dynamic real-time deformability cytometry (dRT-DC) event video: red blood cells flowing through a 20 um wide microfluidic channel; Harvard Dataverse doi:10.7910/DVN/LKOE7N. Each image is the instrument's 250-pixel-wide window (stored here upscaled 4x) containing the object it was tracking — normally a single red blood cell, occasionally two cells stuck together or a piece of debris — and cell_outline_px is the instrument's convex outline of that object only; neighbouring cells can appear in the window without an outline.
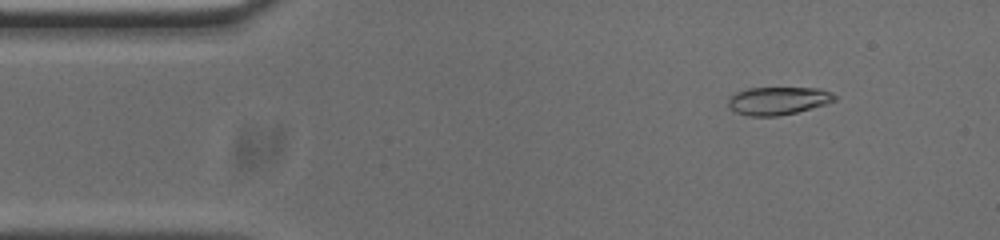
{"species": "common noctule bat (a hibernating species)", "species_latin": "Nyctalus noctula", "temperature_condition": "cold", "stored_images_in_passage": 53, "camera_frame_rate_fps": 3000, "um_per_image_px": 0.085, "animal": {"sex": "male", "body_mass_g": 20.0, "forearm_length_mm": 53.3}, "frame": {"image": 1, "passage_image": 6, "time_ms": 1.667, "image_size_px": [1000, 240], "cell_outline_px": [[836, 100], [824, 104], [796, 112], [776, 116], [748, 116], [736, 112], [728, 108], [728, 100], [736, 92], [748, 88], [820, 88], [832, 92], [836, 96]], "centroid_in_image_um": [66.12, 8.56], "position_along_channel_um": 18.9, "area_um2": 17.22}}
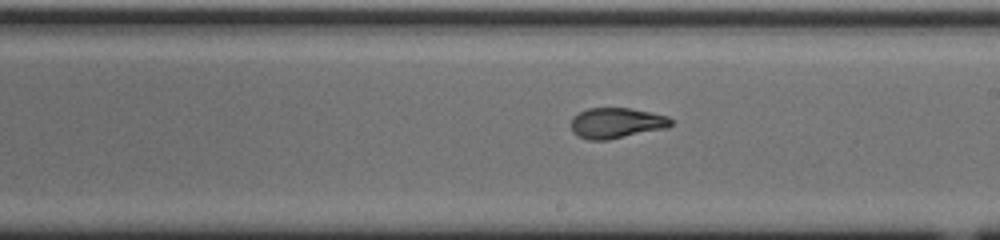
{"frame": {"image": 2, "passage_image": 29, "time_ms": 9.333, "image_size_px": [1000, 240], "cell_outline_px": [[672, 124], [668, 128], [608, 140], [588, 140], [572, 132], [572, 116], [588, 108], [632, 108], [652, 112], [668, 116], [672, 120]], "centroid_in_image_um": [52.43, 10.45], "position_along_channel_um": 236.6, "area_um2": 17.92}}
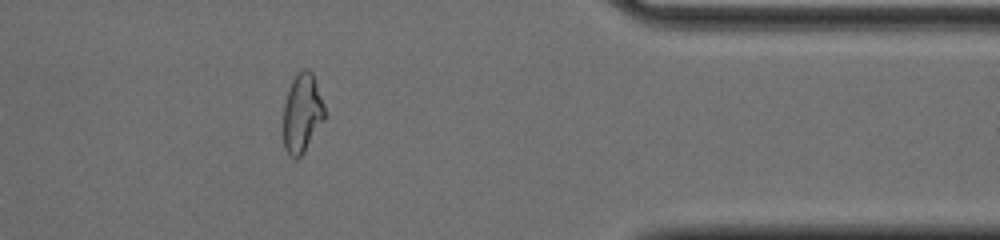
{"frame": {"image": 3, "passage_image": 43, "time_ms": 14.0, "image_size_px": [1000, 240], "cell_outline_px": [[324, 120], [304, 152], [296, 160], [284, 148], [284, 104], [292, 80], [304, 68], [308, 68], [312, 72], [324, 104]], "centroid_in_image_um": [25.69, 9.62], "position_along_channel_um": 385.7, "area_um2": 18.67}, "authors_computed_cell_mechanics": {"area_um2": 18.3804, "velocity_mm_per_s": 3.7491, "shape_relaxation_time_tau1_ms": 9.784, "shape_relaxation_time_tau2_ms": 1.2997, "deformation_change_tau1": 0.2666, "deformation_change_tau2": 0.0699}}